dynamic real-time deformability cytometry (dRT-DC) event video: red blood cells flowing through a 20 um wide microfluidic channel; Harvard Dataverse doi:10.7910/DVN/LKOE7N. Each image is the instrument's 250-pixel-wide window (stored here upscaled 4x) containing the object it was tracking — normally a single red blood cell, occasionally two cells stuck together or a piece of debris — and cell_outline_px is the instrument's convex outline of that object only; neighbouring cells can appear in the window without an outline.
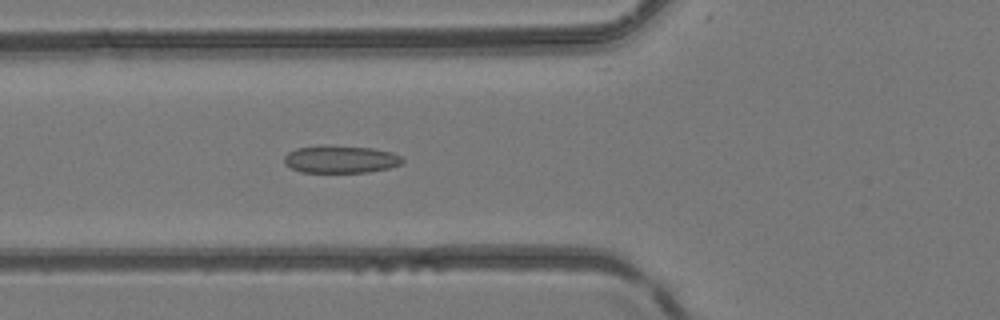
{"species": "common noctule bat (a hibernating species)", "species_latin": "Nyctalus noctula", "temperature_condition": "room temperature", "stored_images_in_passage": 49, "camera_frame_rate_fps": 3000, "um_per_image_px": 0.085, "animal": {"sex": "female", "body_mass_g": 24.6, "forearm_length_mm": 56.2}, "frame": {"image": 1, "passage_image": 19, "time_ms": 6.0, "image_size_px": [1000, 320], "cell_outline_px": [[404, 160], [400, 164], [388, 168], [368, 172], [300, 172], [284, 164], [284, 156], [288, 152], [296, 148], [320, 144], [328, 144], [372, 148], [392, 152], [400, 156]], "centroid_in_image_um": [28.9, 13.51], "position_along_channel_um": 96.9, "area_um2": 19.25}}
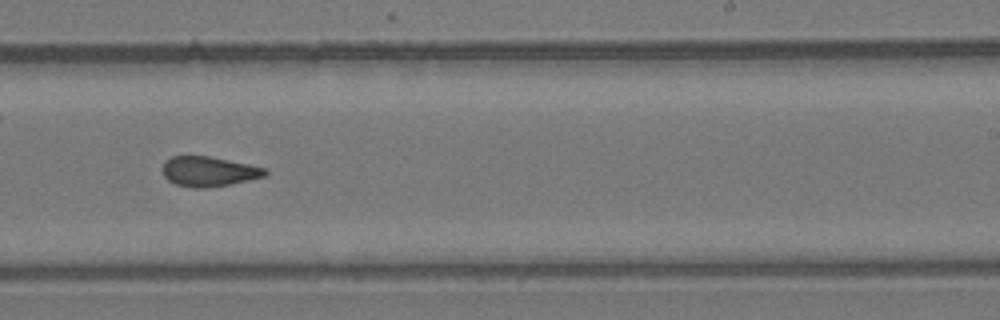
{"frame": {"image": 2, "passage_image": 31, "time_ms": 10.0, "image_size_px": [1000, 320], "cell_outline_px": [[268, 172], [264, 176], [248, 180], [228, 184], [204, 188], [192, 188], [176, 184], [168, 180], [164, 176], [160, 168], [164, 160], [172, 156], [208, 156], [248, 164], [264, 168]], "centroid_in_image_um": [17.66, 14.57], "position_along_channel_um": 271.3, "area_um2": 17.8}}
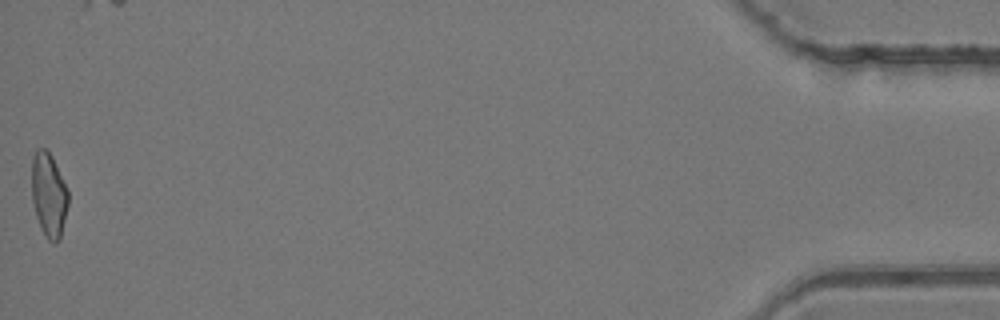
{"frame": {"image": 3, "passage_image": 49, "time_ms": 16.0, "image_size_px": [1000, 320], "cell_outline_px": [[68, 204], [60, 240], [52, 244], [48, 240], [36, 216], [32, 200], [32, 156], [36, 148], [48, 148], [52, 156], [68, 192]], "centroid_in_image_um": [4.14, 16.53], "position_along_channel_um": 431.1, "area_um2": 17.86}}